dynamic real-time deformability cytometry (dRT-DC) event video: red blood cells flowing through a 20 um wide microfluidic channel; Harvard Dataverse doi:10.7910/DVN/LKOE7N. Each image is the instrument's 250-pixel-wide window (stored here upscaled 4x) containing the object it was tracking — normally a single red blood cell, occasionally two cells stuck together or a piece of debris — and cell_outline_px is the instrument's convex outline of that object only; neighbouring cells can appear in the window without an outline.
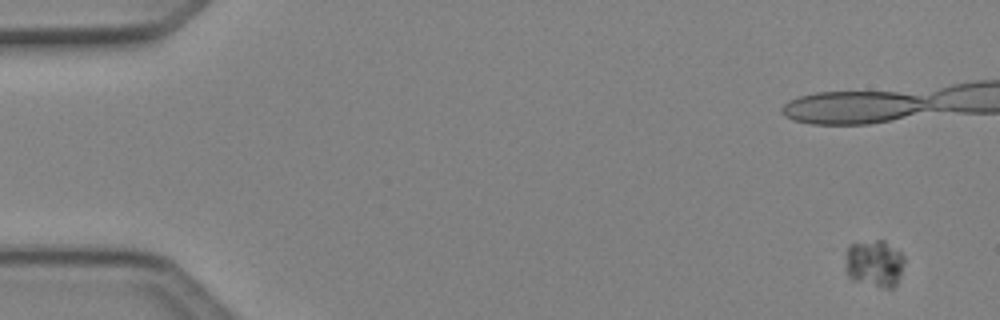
{"species": "Egyptian fruit bat (a non-hibernating species)", "species_latin": "Rousettus aegyptiacus", "temperature_condition": "cold", "stored_images_in_passage": 6, "camera_frame_rate_fps": 3000, "um_per_image_px": 0.085, "animal": {"sex": "female"}, "frame": {"image": 1, "passage_image": 2, "time_ms": 0.333, "image_size_px": [1000, 320], "cell_outline_px": [[904, 260], [900, 276], [896, 284], [892, 288], [884, 288], [852, 280], [848, 276], [844, 268], [844, 252], [852, 244], [876, 240], [884, 240], [900, 252], [904, 256]], "centroid_in_image_um": [74.28, 22.4], "position_along_channel_um": 10.7, "area_um2": 16.36}}